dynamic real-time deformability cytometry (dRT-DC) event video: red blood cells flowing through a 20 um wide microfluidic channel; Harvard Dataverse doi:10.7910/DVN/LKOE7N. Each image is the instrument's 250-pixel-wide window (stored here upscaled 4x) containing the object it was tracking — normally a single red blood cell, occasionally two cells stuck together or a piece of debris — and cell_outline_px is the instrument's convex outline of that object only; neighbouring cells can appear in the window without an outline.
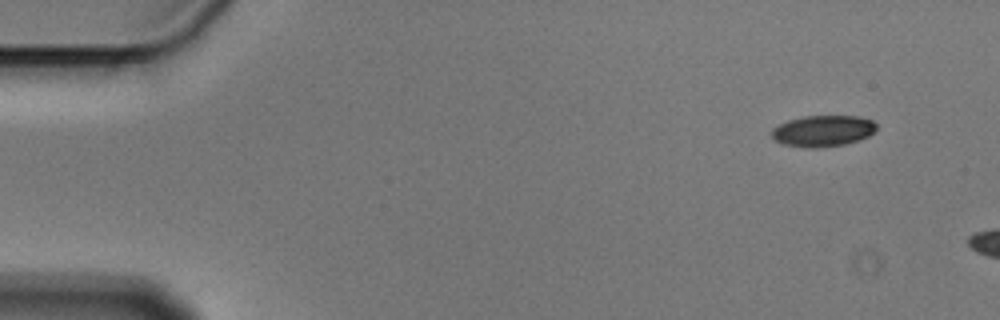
{"species": "Egyptian fruit bat (a non-hibernating species)", "species_latin": "Rousettus aegyptiacus", "temperature_condition": "cold", "stored_images_in_passage": 3, "camera_frame_rate_fps": 3000, "um_per_image_px": 0.085, "animal": {"sex": "male"}, "frame": {"image": 1, "passage_image": 1, "time_ms": 0.0, "image_size_px": [1000, 320], "cell_outline_px": [[876, 132], [860, 140], [844, 144], [816, 148], [808, 148], [784, 144], [776, 140], [772, 136], [772, 128], [788, 120], [804, 116], [860, 116], [872, 120], [876, 124]], "centroid_in_image_um": [69.98, 11.12], "position_along_channel_um": 15.0, "area_um2": 19.07}}